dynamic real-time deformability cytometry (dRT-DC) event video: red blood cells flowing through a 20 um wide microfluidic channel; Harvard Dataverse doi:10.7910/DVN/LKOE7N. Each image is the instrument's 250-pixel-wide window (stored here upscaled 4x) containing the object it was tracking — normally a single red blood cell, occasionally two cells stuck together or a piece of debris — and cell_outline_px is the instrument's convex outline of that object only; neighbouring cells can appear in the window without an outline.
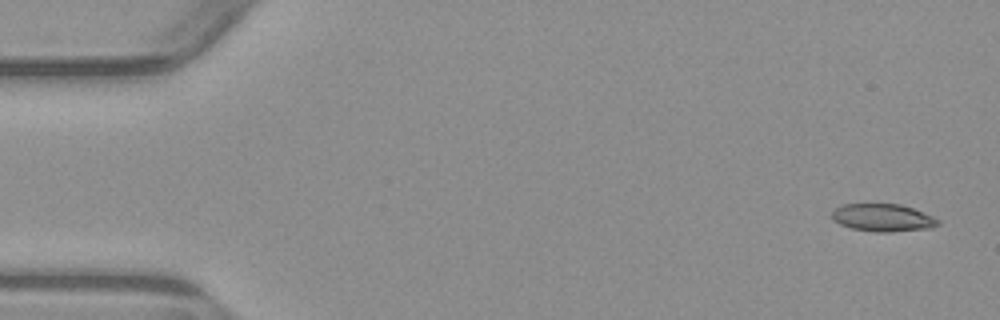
{"species": "common noctule bat (a hibernating species)", "species_latin": "Nyctalus noctula", "temperature_condition": "warm", "stored_images_in_passage": 4, "camera_frame_rate_fps": 3000, "um_per_image_px": 0.085, "animal": {"sex": "male", "body_mass_g": 23.1, "forearm_length_mm": 52.7}, "frame": {"image": 1, "passage_image": 1, "time_ms": 0.0, "image_size_px": [1000, 320], "cell_outline_px": [[940, 224], [932, 228], [892, 232], [876, 232], [852, 228], [840, 224], [832, 220], [832, 212], [836, 208], [844, 204], [900, 204], [912, 208], [932, 216], [940, 220]], "centroid_in_image_um": [75.06, 18.51], "position_along_channel_um": 9.9, "area_um2": 17.05}}